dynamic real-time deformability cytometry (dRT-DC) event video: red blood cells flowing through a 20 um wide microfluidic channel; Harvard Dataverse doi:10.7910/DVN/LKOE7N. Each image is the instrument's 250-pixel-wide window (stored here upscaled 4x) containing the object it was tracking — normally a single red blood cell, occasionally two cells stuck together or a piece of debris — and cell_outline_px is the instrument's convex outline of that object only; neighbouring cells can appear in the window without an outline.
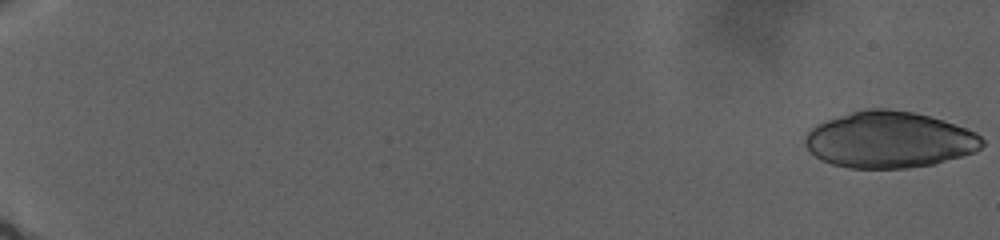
{"species": "human", "species_latin": "Homo sapiens", "temperature_condition": "warm", "stored_images_in_passage": 53, "camera_frame_rate_fps": 3000, "um_per_image_px": 0.085, "donor": {"sex": "male"}, "frame": {"image": 1, "passage_image": 1, "time_ms": 0.0, "image_size_px": [1000, 240], "cell_outline_px": [[984, 144], [976, 152], [932, 164], [908, 168], [848, 168], [832, 164], [816, 156], [804, 144], [804, 136], [816, 124], [824, 120], [864, 108], [888, 108], [912, 112], [944, 120], [956, 124], [976, 132], [984, 140]], "centroid_in_image_um": [75.59, 11.87], "position_along_channel_um": 9.4, "area_um2": 58.26}}
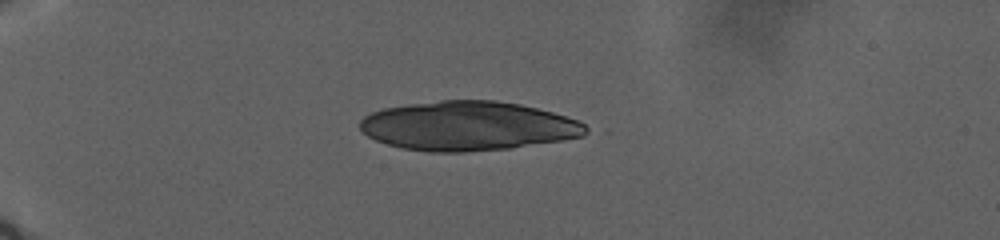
{"frame": {"image": 2, "passage_image": 42, "time_ms": 10.667, "image_size_px": [1000, 240], "cell_outline_px": [[592, 132], [584, 136], [512, 148], [464, 152], [432, 152], [400, 148], [376, 140], [368, 136], [360, 128], [360, 120], [364, 116], [372, 112], [384, 108], [408, 104], [440, 100], [496, 100], [520, 104], [552, 112], [580, 120]], "centroid_in_image_um": [39.8, 10.71], "position_along_channel_um": 45.2, "area_um2": 65.03}}